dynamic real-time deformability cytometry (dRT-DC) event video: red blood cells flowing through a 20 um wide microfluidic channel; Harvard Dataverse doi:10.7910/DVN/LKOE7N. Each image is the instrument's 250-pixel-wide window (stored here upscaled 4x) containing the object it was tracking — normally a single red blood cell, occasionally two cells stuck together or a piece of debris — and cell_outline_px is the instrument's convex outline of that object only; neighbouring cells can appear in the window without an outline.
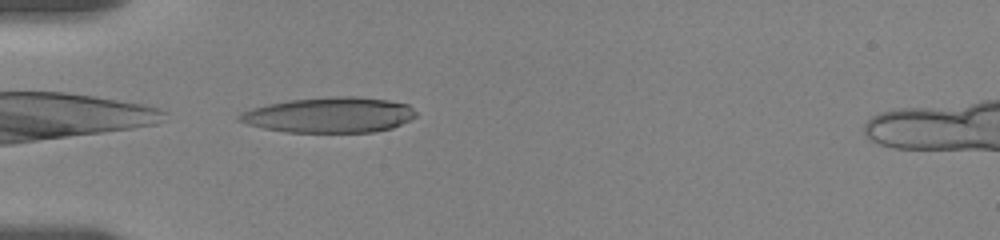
{"species": "human", "species_latin": "Homo sapiens", "temperature_condition": "room temperature", "stored_images_in_passage": 27, "camera_frame_rate_fps": 3000, "um_per_image_px": 0.085, "donor": {"sex": "female"}, "frame": {"image": 1, "passage_image": 27, "time_ms": 5.667, "image_size_px": [1000, 240], "cell_outline_px": [[416, 116], [392, 128], [372, 132], [288, 132], [264, 128], [248, 124], [236, 120], [236, 116], [252, 108], [268, 104], [292, 100], [336, 96], [356, 96], [388, 100], [408, 104], [416, 112]], "centroid_in_image_um": [28.01, 9.77], "position_along_channel_um": 57.0, "area_um2": 36.18}}